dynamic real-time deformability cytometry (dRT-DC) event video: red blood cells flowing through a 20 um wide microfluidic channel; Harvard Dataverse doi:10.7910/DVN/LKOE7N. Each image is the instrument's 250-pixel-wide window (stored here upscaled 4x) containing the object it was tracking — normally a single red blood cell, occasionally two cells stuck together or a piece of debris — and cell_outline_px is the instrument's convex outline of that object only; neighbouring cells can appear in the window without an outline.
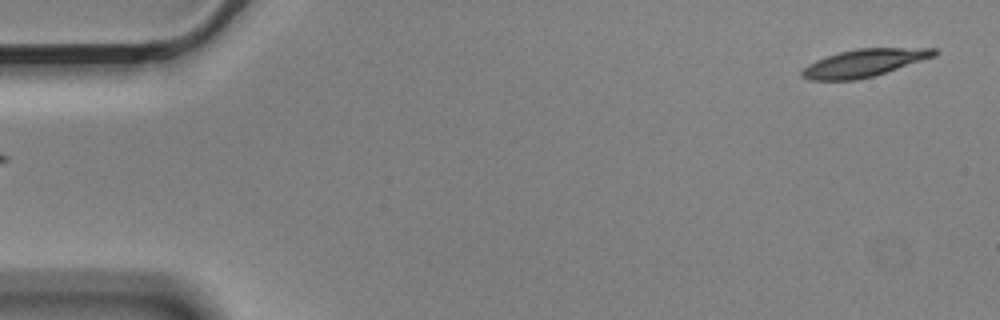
{"species": "Egyptian fruit bat (a non-hibernating species)", "species_latin": "Rousettus aegyptiacus", "temperature_condition": "cold", "stored_images_in_passage": 6, "segment_of_instrument_passage": [2, 2], "camera_frame_rate_fps": 3000, "um_per_image_px": 0.085, "animal": {"sex": "male"}, "frame": {"image": 1, "passage_image": 6, "time_ms": 1.667, "image_size_px": [1000, 320], "cell_outline_px": [[940, 52], [936, 56], [872, 76], [856, 80], [808, 80], [800, 76], [800, 72], [808, 64], [816, 60], [840, 52], [856, 48], [936, 48]], "centroid_in_image_um": [73.45, 5.35], "position_along_channel_um": 11.6, "area_um2": 21.15}}